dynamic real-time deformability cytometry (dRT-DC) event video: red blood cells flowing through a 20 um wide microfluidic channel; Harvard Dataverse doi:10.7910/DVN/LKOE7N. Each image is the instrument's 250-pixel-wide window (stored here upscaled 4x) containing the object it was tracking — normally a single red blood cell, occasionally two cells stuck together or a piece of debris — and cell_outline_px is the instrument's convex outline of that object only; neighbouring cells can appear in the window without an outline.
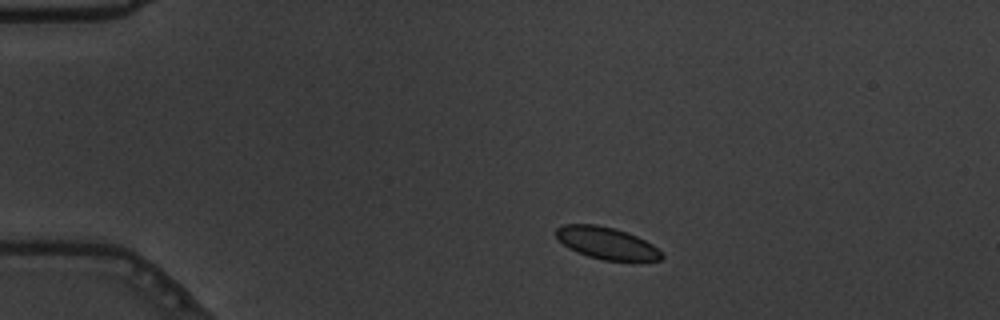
{"species": "common noctule bat (a hibernating species)", "species_latin": "Nyctalus noctula", "temperature_condition": "warm", "stored_images_in_passage": 51, "camera_frame_rate_fps": 3000, "um_per_image_px": 0.085, "animal": {"sex": "male", "body_mass_g": 19.5, "forearm_length_mm": 54.6}, "frame": {"image": 1, "passage_image": 6, "time_ms": 1.667, "image_size_px": [1000, 320], "cell_outline_px": [[664, 256], [660, 260], [604, 260], [588, 256], [576, 252], [568, 248], [556, 236], [556, 228], [564, 224], [596, 224], [616, 228], [636, 236], [652, 244]], "centroid_in_image_um": [51.53, 20.65], "position_along_channel_um": 33.5, "area_um2": 19.48}}
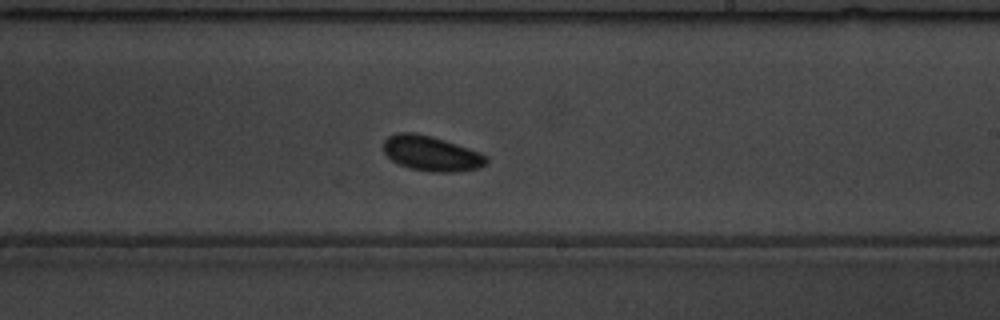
{"frame": {"image": 2, "passage_image": 29, "time_ms": 9.333, "image_size_px": [1000, 320], "cell_outline_px": [[488, 160], [480, 168], [452, 172], [432, 172], [408, 168], [392, 160], [384, 152], [384, 140], [388, 136], [396, 132], [416, 132], [432, 136], [480, 152], [488, 156]], "centroid_in_image_um": [36.65, 13.04], "position_along_channel_um": 252.3, "area_um2": 21.04}}
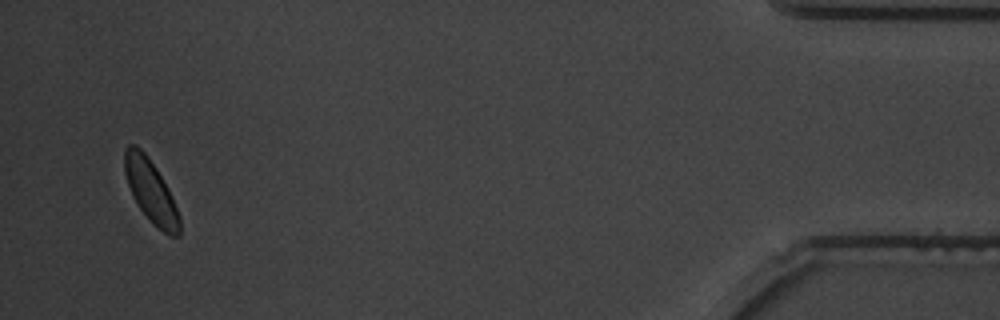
{"frame": {"image": 3, "passage_image": 49, "time_ms": 16.0, "image_size_px": [1000, 320], "cell_outline_px": [[180, 236], [168, 236], [140, 208], [132, 196], [124, 172], [124, 148], [128, 144], [136, 144], [144, 152], [156, 168], [168, 188], [180, 216]], "centroid_in_image_um": [12.81, 16.2], "position_along_channel_um": 422.4, "area_um2": 19.77}}